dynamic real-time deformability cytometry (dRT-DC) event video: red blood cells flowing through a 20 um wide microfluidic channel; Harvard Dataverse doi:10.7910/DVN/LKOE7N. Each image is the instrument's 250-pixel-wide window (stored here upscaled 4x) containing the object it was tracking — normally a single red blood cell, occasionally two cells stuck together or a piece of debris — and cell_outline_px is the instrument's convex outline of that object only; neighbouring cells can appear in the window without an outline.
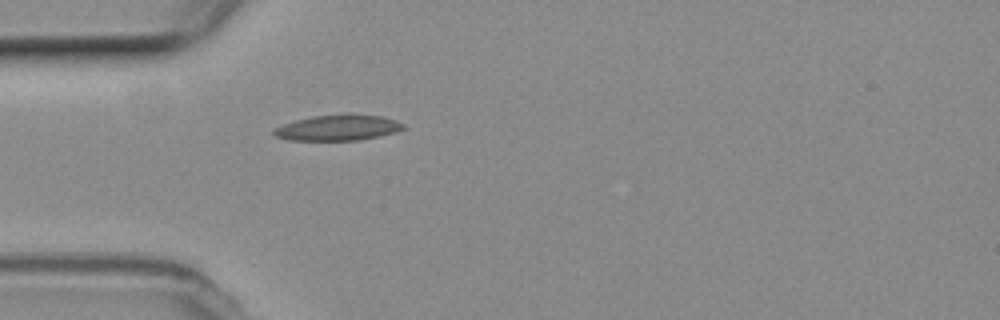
{"species": "common noctule bat (a hibernating species)", "species_latin": "Nyctalus noctula", "temperature_condition": "room temperature", "stored_images_in_passage": 32, "camera_frame_rate_fps": 3000, "um_per_image_px": 0.085, "animal": {"sex": "female", "body_mass_g": 19.3, "forearm_length_mm": 54.1}, "frame": {"image": 1, "passage_image": 1, "time_ms": 0.0, "image_size_px": [1000, 320], "cell_outline_px": [[408, 128], [396, 132], [380, 136], [360, 140], [288, 140], [276, 136], [272, 132], [276, 128], [284, 124], [296, 120], [312, 116], [348, 112], [352, 112], [384, 116], [404, 124]], "centroid_in_image_um": [28.81, 10.82], "position_along_channel_um": 56.2, "area_um2": 19.88}}
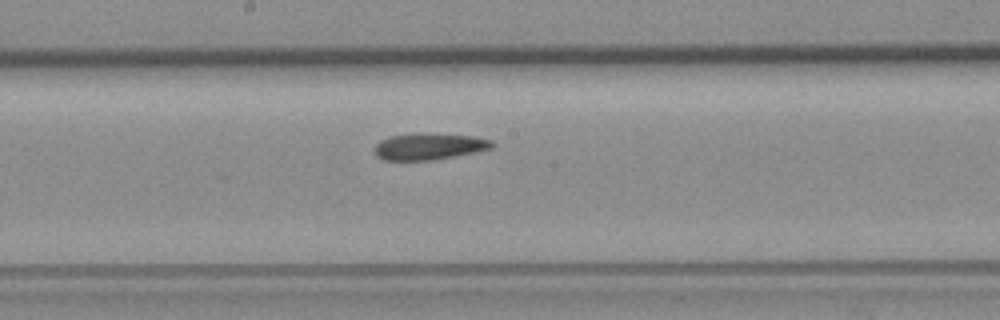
{"frame": {"image": 2, "passage_image": 14, "time_ms": 4.333, "image_size_px": [1000, 320], "cell_outline_px": [[496, 144], [492, 148], [432, 160], [384, 160], [376, 156], [376, 144], [380, 140], [392, 136], [412, 132], [416, 132], [472, 136], [492, 140]], "centroid_in_image_um": [36.46, 12.43], "position_along_channel_um": 211.7, "area_um2": 18.09}}
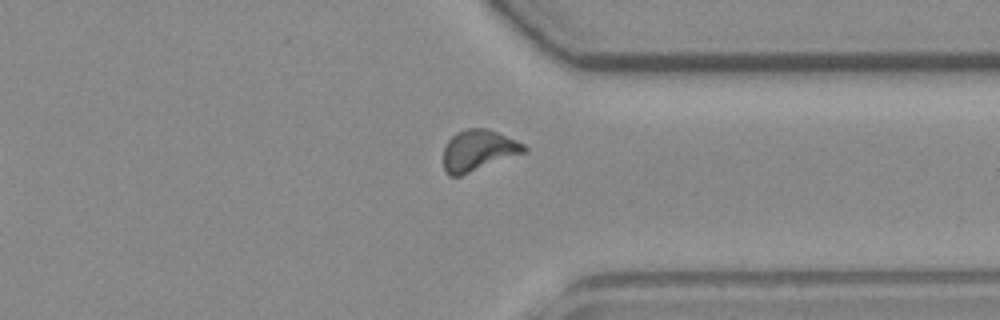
{"frame": {"image": 3, "passage_image": 27, "time_ms": 8.667, "image_size_px": [1000, 320], "cell_outline_px": [[528, 152], [460, 176], [448, 176], [444, 168], [444, 148], [448, 140], [456, 132], [468, 128], [484, 128], [496, 132], [516, 140], [524, 144], [528, 148]], "centroid_in_image_um": [40.67, 12.8], "position_along_channel_um": 370.7, "area_um2": 19.36}, "authors_computed_cell_mechanics": {"area_um2": 18.6694, "velocity_mm_per_s": 3.724, "shape_relaxation_time_tau1_ms": null, "shape_relaxation_time_tau2_ms": 2.6048, "deformation_change_tau1": null, "deformation_change_tau2": 0.0986}}